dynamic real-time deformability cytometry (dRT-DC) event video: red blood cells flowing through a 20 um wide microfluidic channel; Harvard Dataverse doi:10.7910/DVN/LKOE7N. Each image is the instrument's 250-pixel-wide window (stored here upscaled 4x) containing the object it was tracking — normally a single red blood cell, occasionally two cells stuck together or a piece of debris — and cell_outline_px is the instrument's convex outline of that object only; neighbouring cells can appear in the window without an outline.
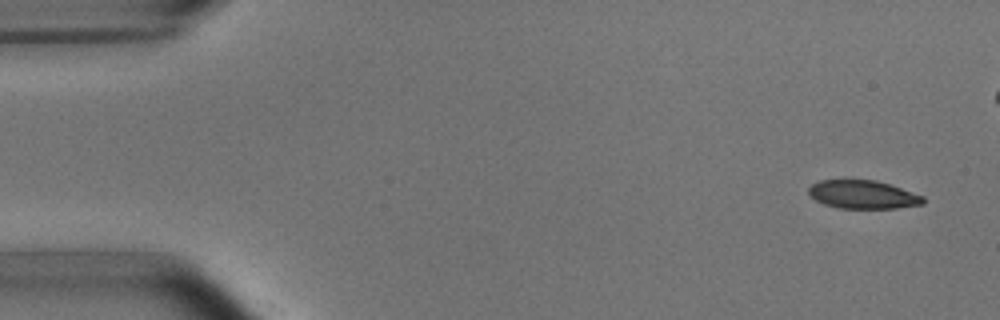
{"species": "common noctule bat (a hibernating species)", "species_latin": "Nyctalus noctula", "temperature_condition": "room temperature", "stored_images_in_passage": 8, "camera_frame_rate_fps": 3000, "um_per_image_px": 0.085, "animal": {"sex": "male", "body_mass_g": 15.6}, "frame": {"image": 1, "passage_image": 1, "time_ms": 0.0, "image_size_px": [1000, 320], "cell_outline_px": [[924, 204], [896, 208], [840, 208], [824, 204], [816, 200], [808, 192], [808, 188], [812, 184], [820, 180], [876, 180], [924, 196]], "centroid_in_image_um": [73.35, 16.54], "position_along_channel_um": 11.7, "area_um2": 18.73}}
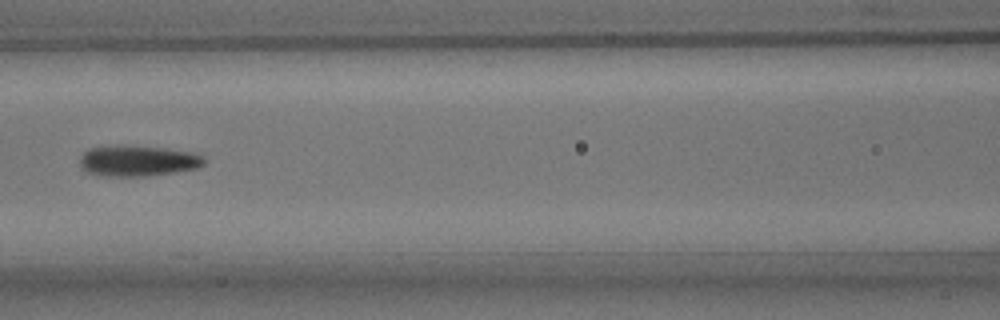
{"frame": {"image": 2, "passage_image": 7, "time_ms": 7.0, "image_size_px": [1000, 320], "cell_outline_px": [[204, 164], [196, 168], [172, 172], [144, 176], [104, 176], [88, 172], [80, 164], [80, 156], [88, 148], [164, 148], [192, 152], [204, 156]], "centroid_in_image_um": [11.75, 13.71], "position_along_channel_um": 154.9, "area_um2": 21.21}}
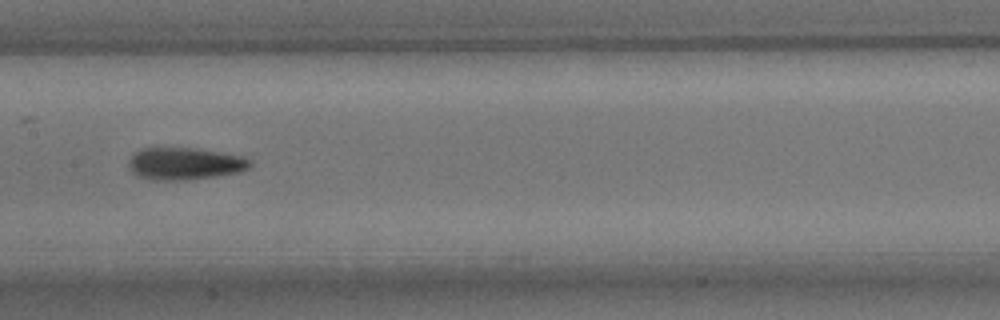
{"frame": {"image": 3, "passage_image": 8, "time_ms": 8.0, "image_size_px": [1000, 320], "cell_outline_px": [[252, 164], [248, 168], [240, 172], [220, 176], [188, 180], [148, 180], [136, 176], [128, 168], [128, 160], [140, 148], [196, 148], [244, 156], [252, 160]], "centroid_in_image_um": [15.71, 13.92], "position_along_channel_um": 191.7, "area_um2": 23.24}}